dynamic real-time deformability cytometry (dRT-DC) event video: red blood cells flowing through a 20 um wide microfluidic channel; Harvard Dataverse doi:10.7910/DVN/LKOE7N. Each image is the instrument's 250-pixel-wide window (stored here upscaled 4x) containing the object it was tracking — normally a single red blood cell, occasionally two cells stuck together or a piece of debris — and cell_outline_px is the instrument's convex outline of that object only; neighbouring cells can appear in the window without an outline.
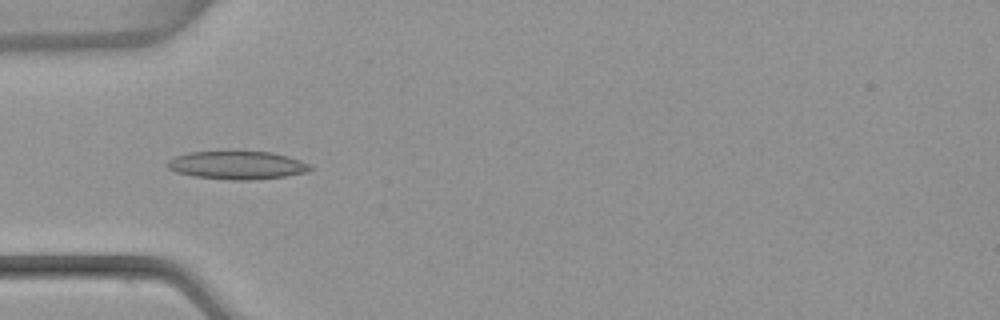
{"species": "common noctule bat (a hibernating species)", "species_latin": "Nyctalus noctula", "temperature_condition": "warm", "stored_images_in_passage": 4, "camera_frame_rate_fps": 3000, "um_per_image_px": 0.085, "animal": {"sex": "female", "body_mass_g": 22.7, "forearm_length_mm": 54.2}, "frame": {"image": 1, "passage_image": 2, "time_ms": 0.333, "image_size_px": [1000, 320], "cell_outline_px": [[312, 168], [308, 172], [284, 176], [252, 180], [232, 180], [192, 176], [176, 172], [168, 168], [164, 164], [168, 160], [176, 156], [188, 152], [232, 148], [272, 152], [288, 156], [300, 160], [308, 164]], "centroid_in_image_um": [20.1, 13.99], "position_along_channel_um": 64.9, "area_um2": 24.57}}
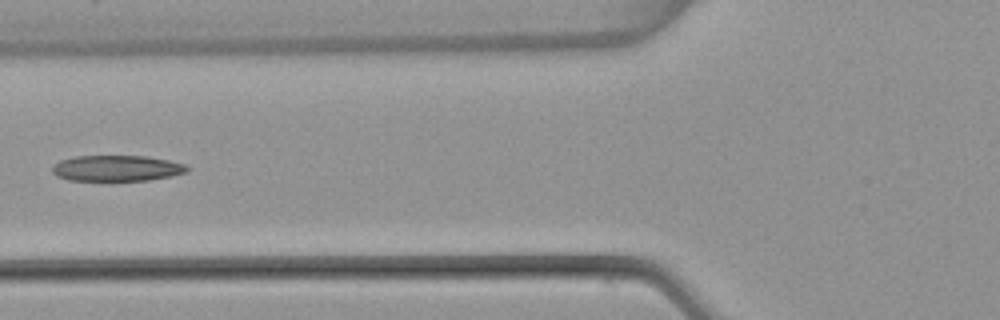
{"frame": {"image": 2, "passage_image": 3, "time_ms": 0.667, "image_size_px": [1000, 320], "cell_outline_px": [[188, 172], [172, 176], [148, 180], [112, 184], [68, 180], [56, 176], [52, 172], [52, 168], [60, 160], [76, 156], [148, 156], [168, 160], [184, 164], [188, 168]], "centroid_in_image_um": [9.9, 14.36], "position_along_channel_um": 115.9, "area_um2": 21.39}}
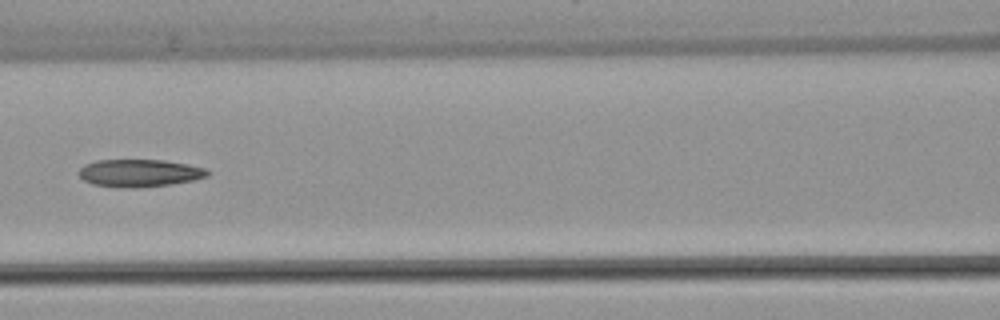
{"frame": {"image": 3, "passage_image": 4, "time_ms": 1.0, "image_size_px": [1000, 320], "cell_outline_px": [[212, 172], [208, 176], [192, 180], [172, 184], [140, 188], [128, 188], [92, 184], [84, 180], [80, 176], [80, 168], [84, 164], [96, 160], [164, 160], [188, 164], [208, 168]], "centroid_in_image_um": [11.91, 14.7], "position_along_channel_um": 154.7, "area_um2": 20.81}}